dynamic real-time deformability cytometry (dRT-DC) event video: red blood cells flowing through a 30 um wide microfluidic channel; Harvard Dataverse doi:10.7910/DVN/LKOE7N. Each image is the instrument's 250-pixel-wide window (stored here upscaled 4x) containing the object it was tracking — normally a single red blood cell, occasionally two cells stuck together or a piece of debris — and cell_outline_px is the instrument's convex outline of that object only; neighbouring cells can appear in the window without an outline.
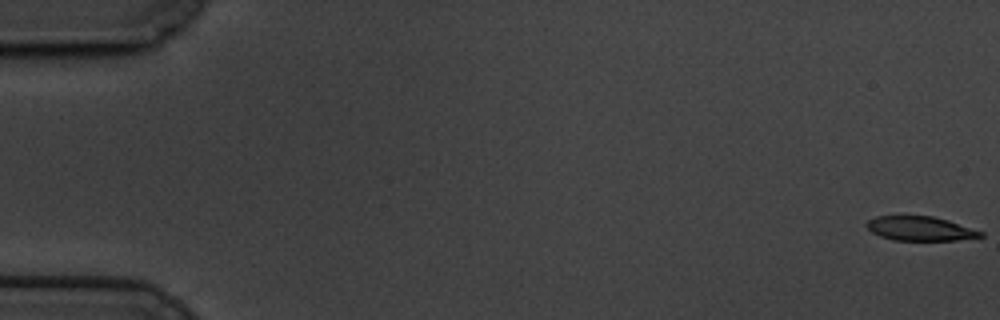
{"species": "common noctule bat (a hibernating species)", "species_latin": "Nyctalus noctula", "temperature_condition": "cold", "stored_images_in_passage": 60, "camera_frame_rate_fps": 3000, "um_per_image_px": 0.085, "animal": {"sex": "male", "body_mass_g": 19.5, "forearm_length_mm": 54.6}, "frame": {"image": 1, "passage_image": 1, "time_ms": 0.0, "image_size_px": [1000, 320], "cell_outline_px": [[984, 236], [956, 240], [892, 240], [880, 236], [872, 232], [864, 224], [868, 220], [876, 216], [932, 216], [948, 220], [984, 232]], "centroid_in_image_um": [78.2, 19.43], "position_along_channel_um": 6.8, "area_um2": 16.07}}
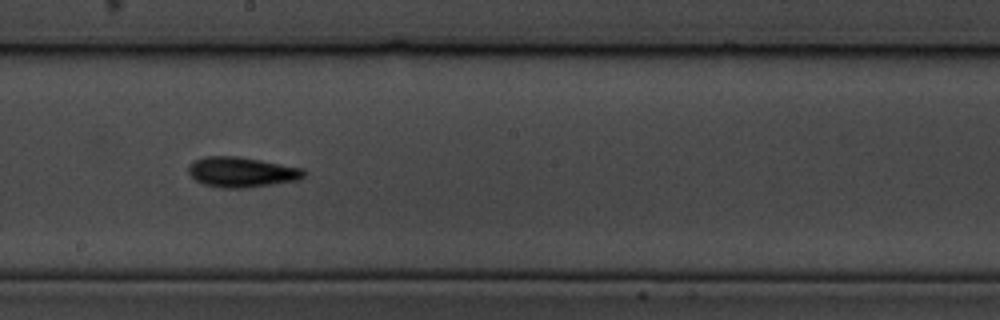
{"frame": {"image": 2, "passage_image": 34, "time_ms": 11.0, "image_size_px": [1000, 320], "cell_outline_px": [[308, 172], [300, 180], [244, 188], [220, 188], [204, 184], [196, 180], [188, 172], [188, 164], [192, 160], [204, 156], [236, 156], [260, 160], [304, 168]], "centroid_in_image_um": [20.54, 14.62], "position_along_channel_um": 227.7, "area_um2": 20.52}}
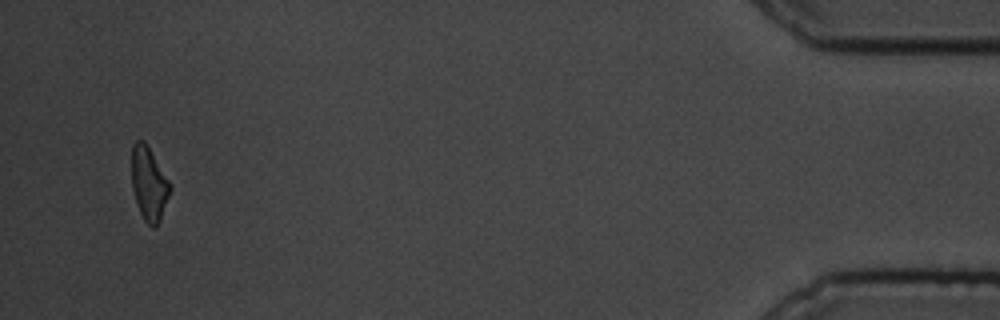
{"frame": {"image": 3, "passage_image": 58, "time_ms": 19.0, "image_size_px": [1000, 320], "cell_outline_px": [[172, 188], [160, 220], [156, 228], [152, 228], [144, 220], [140, 212], [132, 188], [132, 144], [136, 140], [144, 140], [148, 144], [168, 180]], "centroid_in_image_um": [12.66, 15.6], "position_along_channel_um": 422.5, "area_um2": 16.47}, "authors_computed_cell_mechanics": {"area_um2": 18.0047, "velocity_mm_per_s": 3.3922, "shape_relaxation_time_tau1_ms": 3.1526, "shape_relaxation_time_tau2_ms": 11.283, "deformation_change_tau1": 0.12, "deformation_change_tau2": 0.2179}}